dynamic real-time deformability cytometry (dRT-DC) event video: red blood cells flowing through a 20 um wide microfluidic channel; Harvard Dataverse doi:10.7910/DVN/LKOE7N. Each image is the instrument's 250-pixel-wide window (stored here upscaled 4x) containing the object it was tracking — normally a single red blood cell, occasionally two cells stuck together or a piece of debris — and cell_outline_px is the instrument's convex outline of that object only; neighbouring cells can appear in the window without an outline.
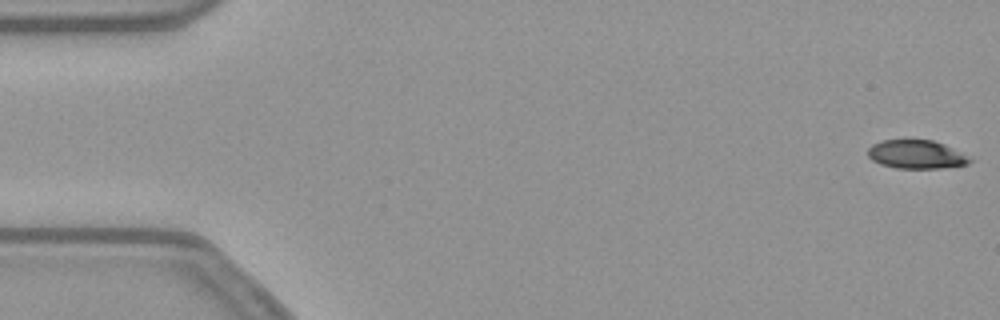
{"species": "common noctule bat (a hibernating species)", "species_latin": "Nyctalus noctula", "temperature_condition": "warm", "stored_images_in_passage": 54, "camera_frame_rate_fps": 3000, "um_per_image_px": 0.085, "animal": {"sex": "female", "body_mass_g": 21.9}, "frame": {"image": 1, "passage_image": 1, "time_ms": 0.0, "image_size_px": [1000, 320], "cell_outline_px": [[972, 160], [968, 164], [940, 168], [896, 168], [880, 164], [872, 160], [868, 156], [868, 148], [872, 144], [880, 140], [932, 140], [944, 144]], "centroid_in_image_um": [77.81, 13.12], "position_along_channel_um": 7.2, "area_um2": 16.7}}
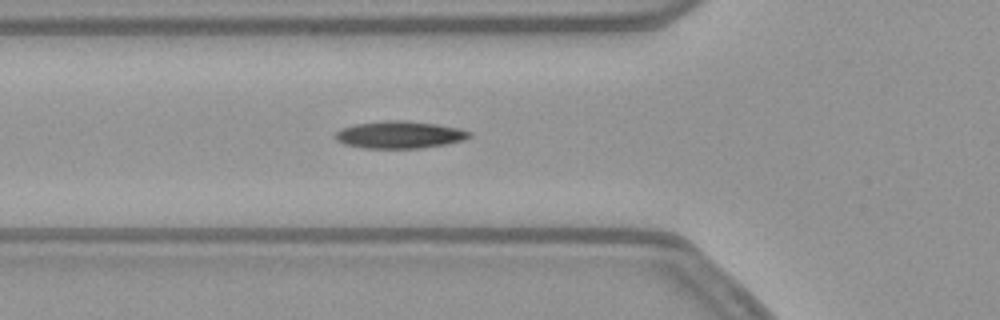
{"frame": {"image": 2, "passage_image": 19, "time_ms": 6.0, "image_size_px": [1000, 320], "cell_outline_px": [[472, 136], [464, 140], [444, 144], [420, 148], [364, 148], [344, 144], [336, 140], [336, 132], [340, 128], [356, 124], [388, 120], [404, 120], [436, 124], [456, 128], [472, 132]], "centroid_in_image_um": [33.95, 11.45], "position_along_channel_um": 91.8, "area_um2": 21.15}}
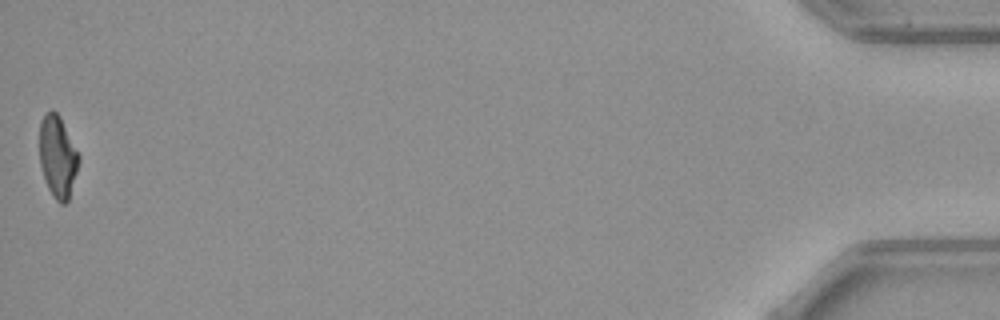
{"frame": {"image": 3, "passage_image": 54, "time_ms": 17.667, "image_size_px": [1000, 320], "cell_outline_px": [[80, 160], [68, 200], [64, 204], [60, 204], [52, 196], [48, 188], [40, 164], [40, 120], [52, 108], [60, 116], [80, 156]], "centroid_in_image_um": [4.91, 13.31], "position_along_channel_um": 430.3, "area_um2": 18.61}, "authors_computed_cell_mechanics": {"area_um2": 19.8254, "velocity_mm_per_s": 3.8014, "shape_relaxation_time_tau1_ms": 6.9269, "shape_relaxation_time_tau2_ms": 3.401, "deformation_change_tau1": 0.1932, "deformation_change_tau2": 0.1089}}